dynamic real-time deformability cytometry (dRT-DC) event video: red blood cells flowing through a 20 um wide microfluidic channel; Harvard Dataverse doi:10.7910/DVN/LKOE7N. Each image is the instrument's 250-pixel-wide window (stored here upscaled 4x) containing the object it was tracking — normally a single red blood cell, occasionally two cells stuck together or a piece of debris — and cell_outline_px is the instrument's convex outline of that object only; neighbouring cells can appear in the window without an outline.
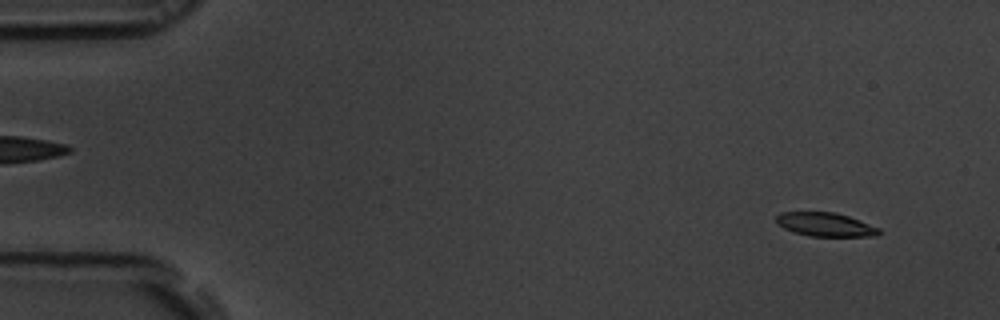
{"species": "common noctule bat (a hibernating species)", "species_latin": "Nyctalus noctula", "temperature_condition": "room temperature", "stored_images_in_passage": 55, "camera_frame_rate_fps": 3000, "um_per_image_px": 0.085, "animal": {"sex": "male", "body_mass_g": 19.5, "forearm_length_mm": 54.6}, "frame": {"image": 1, "passage_image": 4, "time_ms": 1.0, "image_size_px": [1000, 320], "cell_outline_px": [[880, 236], [808, 236], [792, 232], [776, 224], [776, 216], [780, 212], [836, 212], [860, 220], [880, 228]], "centroid_in_image_um": [70.15, 19.08], "position_along_channel_um": 14.9, "area_um2": 14.39}}
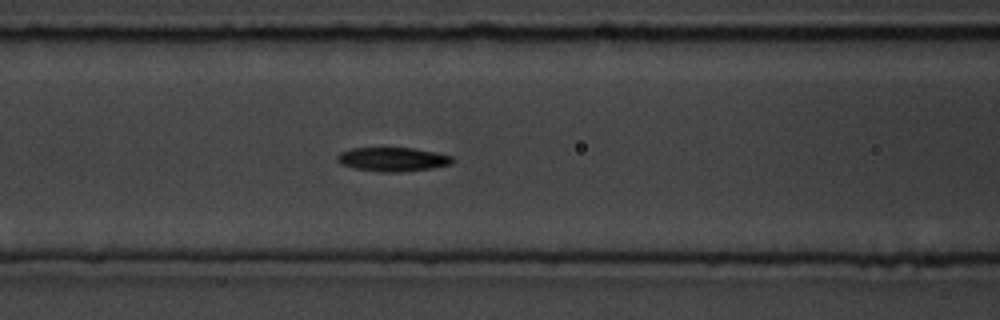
{"frame": {"image": 2, "passage_image": 23, "time_ms": 7.333, "image_size_px": [1000, 320], "cell_outline_px": [[456, 160], [452, 164], [432, 168], [396, 172], [380, 172], [352, 168], [340, 164], [336, 160], [336, 156], [340, 152], [352, 148], [412, 148], [436, 152], [452, 156]], "centroid_in_image_um": [33.37, 13.54], "position_along_channel_um": 133.2, "area_um2": 16.24}}
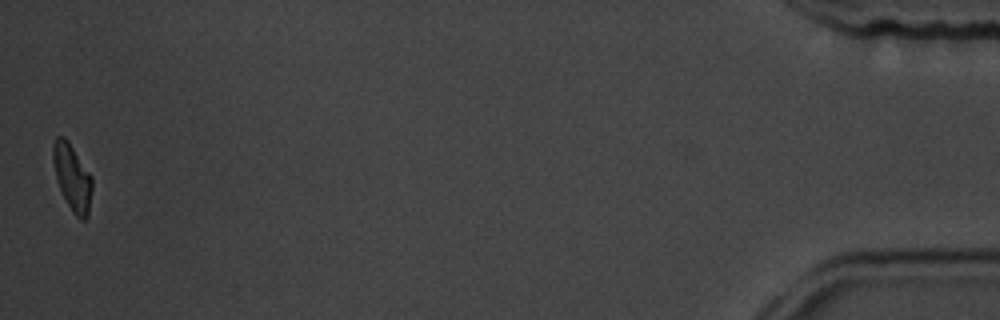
{"frame": {"image": 3, "passage_image": 55, "time_ms": 18.0, "image_size_px": [1000, 320], "cell_outline_px": [[92, 188], [88, 216], [84, 220], [80, 220], [72, 212], [60, 188], [56, 176], [52, 160], [52, 144], [56, 136], [64, 136], [68, 140], [92, 176]], "centroid_in_image_um": [6.14, 15.05], "position_along_channel_um": 429.1, "area_um2": 15.14}, "authors_computed_cell_mechanics": {"area_um2": 16.0684, "velocity_mm_per_s": 3.666, "shape_relaxation_time_tau1_ms": 3.4535, "shape_relaxation_time_tau2_ms": 9.662, "deformation_change_tau1": 0.1302, "deformation_change_tau2": 0.1818}}